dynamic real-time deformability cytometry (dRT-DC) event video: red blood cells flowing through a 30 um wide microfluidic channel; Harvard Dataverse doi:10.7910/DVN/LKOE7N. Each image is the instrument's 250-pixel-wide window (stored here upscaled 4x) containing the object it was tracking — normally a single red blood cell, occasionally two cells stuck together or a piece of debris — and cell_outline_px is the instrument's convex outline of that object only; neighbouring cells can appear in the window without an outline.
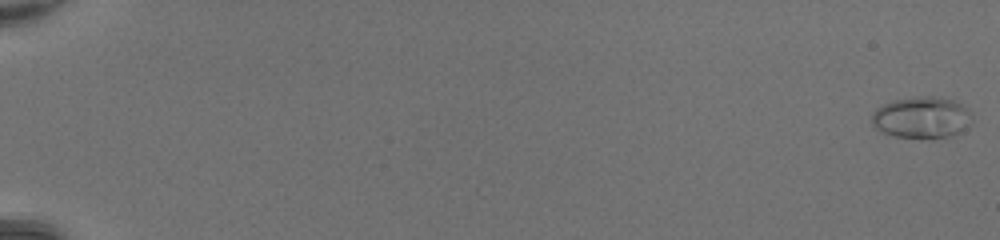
{"species": "common noctule bat (a hibernating species)", "species_latin": "Nyctalus noctula", "temperature_condition": "room temperature", "stored_images_in_passage": 50, "camera_frame_rate_fps": 3000, "um_per_image_px": 0.085, "animal": {"sex": "female", "body_mass_g": 20.0, "forearm_length_mm": 54.0}, "frame": {"image": 1, "passage_image": 1, "time_ms": 0.0, "image_size_px": [1000, 240], "cell_outline_px": [[972, 120], [964, 128], [952, 136], [896, 136], [884, 132], [876, 128], [872, 124], [872, 112], [876, 108], [892, 100], [916, 96], [932, 96], [952, 100], [968, 108], [972, 112]], "centroid_in_image_um": [78.33, 9.94], "position_along_channel_um": 6.7, "area_um2": 23.76}}
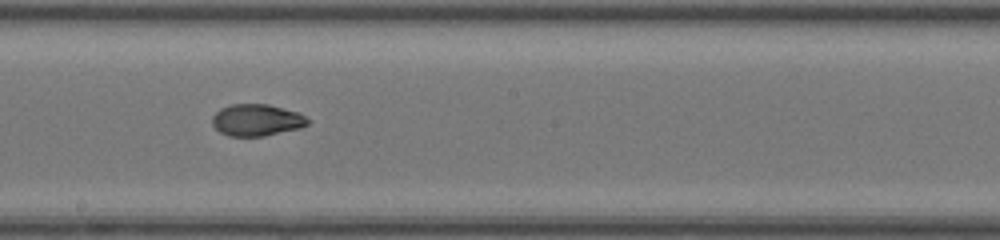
{"frame": {"image": 2, "passage_image": 31, "time_ms": 10.0, "image_size_px": [1000, 240], "cell_outline_px": [[312, 120], [308, 124], [300, 128], [264, 136], [228, 136], [220, 132], [212, 124], [212, 116], [220, 108], [232, 104], [268, 104], [296, 112]], "centroid_in_image_um": [21.81, 10.21], "position_along_channel_um": 226.4, "area_um2": 17.69}}
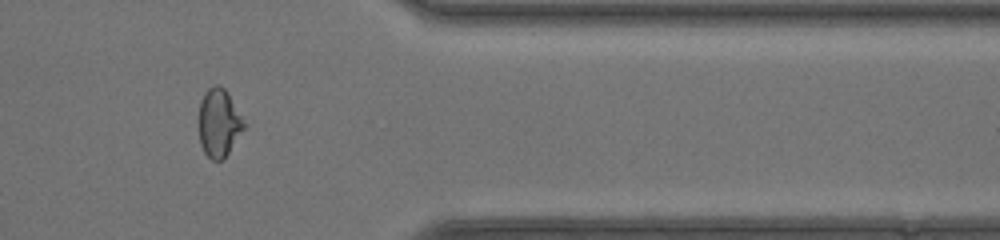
{"frame": {"image": 3, "passage_image": 43, "time_ms": 14.0, "image_size_px": [1000, 240], "cell_outline_px": [[248, 128], [224, 160], [212, 160], [204, 152], [200, 144], [200, 100], [204, 92], [212, 84], [220, 84], [228, 92], [248, 124]], "centroid_in_image_um": [18.69, 10.44], "position_along_channel_um": 392.7, "area_um2": 18.73}, "authors_computed_cell_mechanics": {"area_um2": 18.6983, "velocity_mm_per_s": 4.4089, "shape_relaxation_time_tau1_ms": null, "shape_relaxation_time_tau2_ms": 1.0476, "deformation_change_tau1": null, "deformation_change_tau2": 0.0519}}